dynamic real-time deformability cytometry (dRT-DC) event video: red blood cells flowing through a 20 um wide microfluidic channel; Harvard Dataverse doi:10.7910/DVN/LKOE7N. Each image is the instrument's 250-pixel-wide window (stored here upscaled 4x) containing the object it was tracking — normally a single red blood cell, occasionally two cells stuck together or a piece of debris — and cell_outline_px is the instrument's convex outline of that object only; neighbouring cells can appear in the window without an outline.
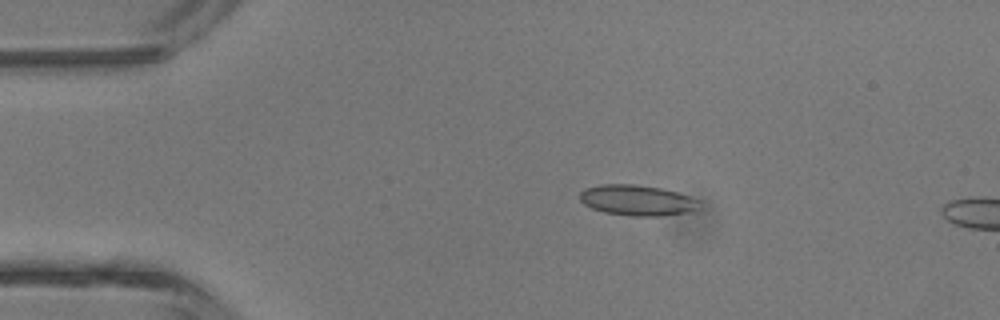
{"species": "common noctule bat (a hibernating species)", "species_latin": "Nyctalus noctula", "temperature_condition": "room temperature", "stored_images_in_passage": 3, "camera_frame_rate_fps": 3000, "um_per_image_px": 0.085, "animal": {"sex": "male", "body_mass_g": 13.3}, "frame": {"image": 1, "passage_image": 2, "time_ms": 1.0, "image_size_px": [1000, 320], "cell_outline_px": [[700, 200], [696, 212], [660, 216], [632, 216], [604, 212], [592, 208], [584, 204], [580, 200], [580, 192], [584, 188], [600, 184], [632, 184], [660, 188], [676, 192]], "centroid_in_image_um": [54.17, 17.03], "position_along_channel_um": 30.8, "area_um2": 21.44}}